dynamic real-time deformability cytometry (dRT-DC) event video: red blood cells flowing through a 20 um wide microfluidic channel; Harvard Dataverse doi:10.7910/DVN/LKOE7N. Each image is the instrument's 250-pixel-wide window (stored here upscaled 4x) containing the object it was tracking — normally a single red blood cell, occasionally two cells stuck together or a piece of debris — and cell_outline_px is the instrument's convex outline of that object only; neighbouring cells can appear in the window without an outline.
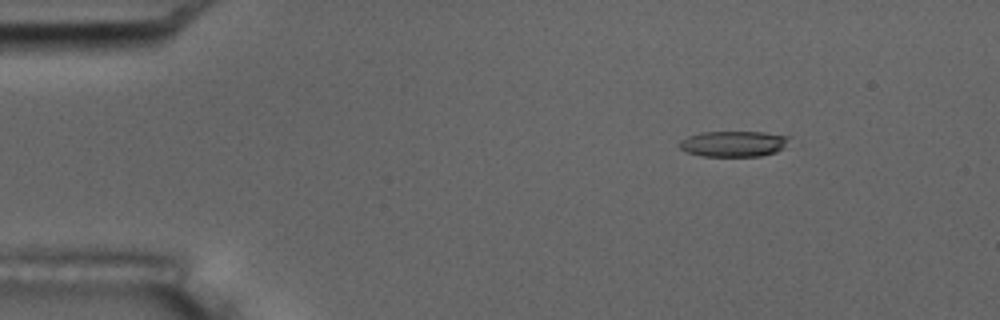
{"species": "common noctule bat (a hibernating species)", "species_latin": "Nyctalus noctula", "temperature_condition": "room temperature", "stored_images_in_passage": 16, "camera_frame_rate_fps": 3000, "um_per_image_px": 0.085, "animal": {"sex": "male", "body_mass_g": 17.5, "forearm_length_mm": 52.3}, "frame": {"image": 1, "passage_image": 3, "time_ms": 2.0, "image_size_px": [1000, 320], "cell_outline_px": [[788, 136], [784, 144], [776, 152], [760, 156], [700, 156], [688, 152], [680, 148], [680, 140], [688, 136], [700, 132], [764, 132]], "centroid_in_image_um": [62.28, 12.22], "position_along_channel_um": 22.7, "area_um2": 16.18}}
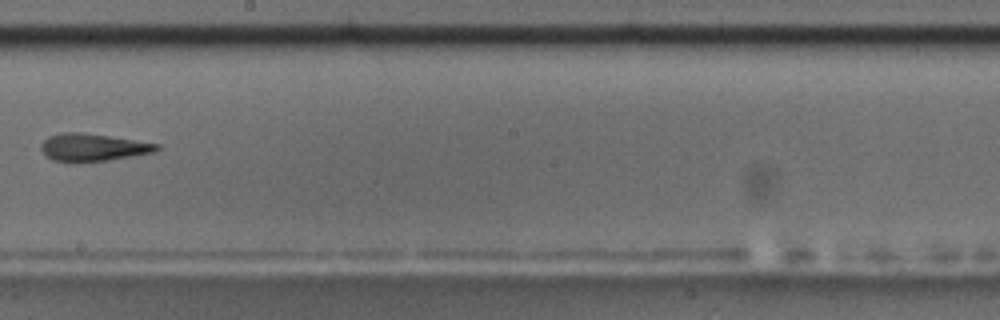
{"frame": {"image": 2, "passage_image": 10, "time_ms": 10.333, "image_size_px": [1000, 320], "cell_outline_px": [[160, 148], [156, 152], [108, 160], [72, 164], [52, 160], [44, 156], [40, 148], [40, 144], [48, 136], [60, 132], [84, 132], [160, 144]], "centroid_in_image_um": [7.83, 12.54], "position_along_channel_um": 240.4, "area_um2": 19.13}, "authors_computed_cell_mechanics": {"area_um2": 18.207, "velocity_mm_per_s": 3.5623, "shape_relaxation_time_tau1_ms": null, "shape_relaxation_time_tau2_ms": 8.2754, "deformation_change_tau1": null, "deformation_change_tau2": 0.2125}}